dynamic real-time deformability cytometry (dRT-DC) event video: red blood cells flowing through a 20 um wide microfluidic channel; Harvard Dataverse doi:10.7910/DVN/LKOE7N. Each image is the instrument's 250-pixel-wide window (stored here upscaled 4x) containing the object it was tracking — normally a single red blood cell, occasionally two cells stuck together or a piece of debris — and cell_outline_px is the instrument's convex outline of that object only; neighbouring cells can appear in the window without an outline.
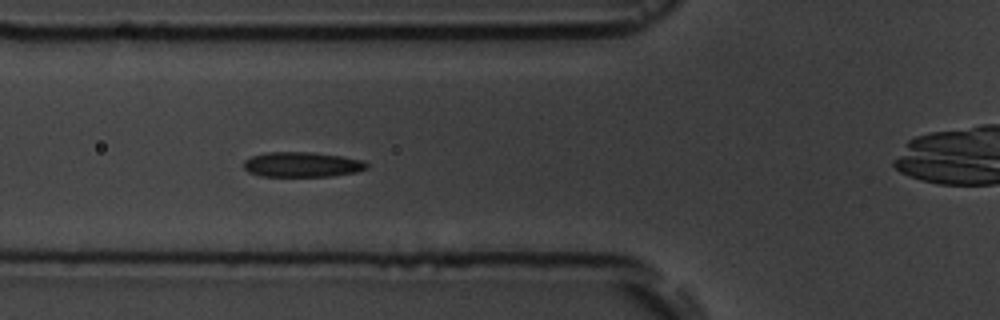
{"species": "common noctule bat (a hibernating species)", "species_latin": "Nyctalus noctula", "temperature_condition": "room temperature", "stored_images_in_passage": 2, "camera_frame_rate_fps": 3000, "um_per_image_px": 0.085, "animal": {"sex": "male", "body_mass_g": 19.5, "forearm_length_mm": 54.6}, "frame": {"image": 1, "passage_image": 2, "time_ms": 1.0, "image_size_px": [1000, 320], "cell_outline_px": [[368, 168], [356, 172], [332, 176], [260, 176], [248, 172], [244, 168], [244, 160], [252, 156], [268, 152], [312, 152], [340, 156], [364, 160], [368, 164]], "centroid_in_image_um": [25.68, 13.98], "position_along_channel_um": 100.1, "area_um2": 17.98}}